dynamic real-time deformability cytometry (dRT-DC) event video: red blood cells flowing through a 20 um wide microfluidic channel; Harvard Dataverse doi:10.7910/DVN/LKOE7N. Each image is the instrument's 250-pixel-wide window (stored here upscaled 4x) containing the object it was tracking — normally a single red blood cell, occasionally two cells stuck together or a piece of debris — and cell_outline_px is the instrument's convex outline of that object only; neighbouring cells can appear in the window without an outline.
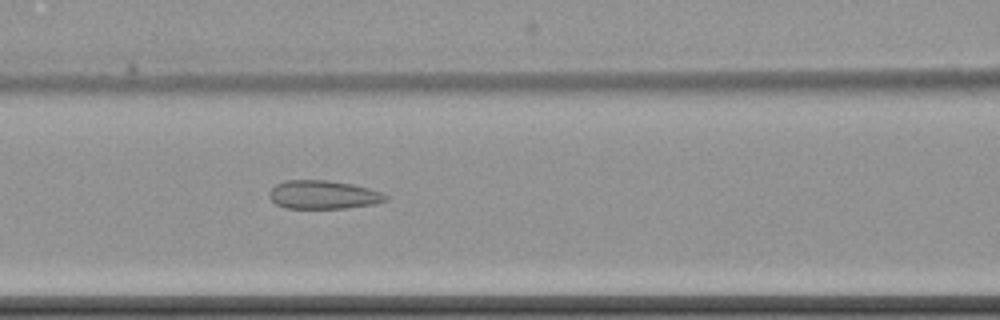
{"species": "common noctule bat (a hibernating species)", "species_latin": "Nyctalus noctula", "temperature_condition": "cold", "stored_images_in_passage": 7, "camera_frame_rate_fps": 3000, "um_per_image_px": 0.085, "animal": {"sex": "female", "body_mass_g": 22.7, "forearm_length_mm": 54.2}, "frame": {"image": 1, "passage_image": 7, "time_ms": 8.0, "image_size_px": [1000, 320], "cell_outline_px": [[388, 200], [372, 204], [344, 208], [288, 208], [276, 204], [268, 196], [268, 192], [276, 184], [284, 180], [328, 180], [352, 184], [368, 188], [380, 192], [388, 196]], "centroid_in_image_um": [27.45, 16.54], "position_along_channel_um": 139.2, "area_um2": 19.25}}